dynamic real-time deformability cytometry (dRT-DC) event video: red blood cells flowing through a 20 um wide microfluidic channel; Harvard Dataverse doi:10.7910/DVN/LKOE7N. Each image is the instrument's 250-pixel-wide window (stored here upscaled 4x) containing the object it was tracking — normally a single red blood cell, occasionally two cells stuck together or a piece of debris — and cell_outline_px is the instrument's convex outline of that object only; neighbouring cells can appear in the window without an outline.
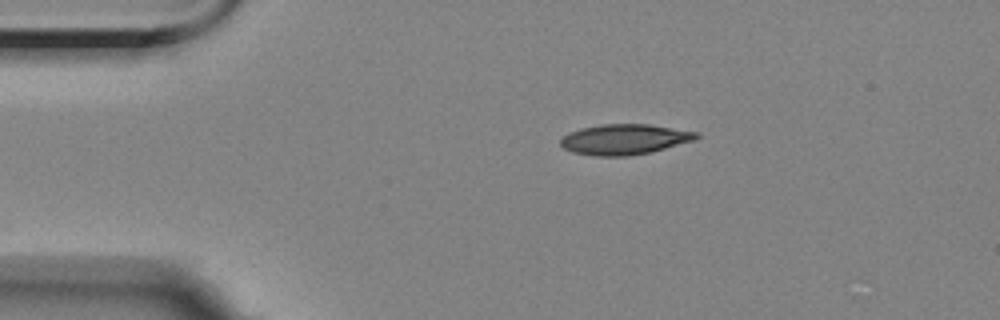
{"species": "Egyptian fruit bat (a non-hibernating species)", "species_latin": "Rousettus aegyptiacus", "temperature_condition": "room temperature", "stored_images_in_passage": 5, "camera_frame_rate_fps": 3000, "um_per_image_px": 0.085, "animal": {"sex": "female"}, "frame": {"image": 1, "passage_image": 3, "time_ms": 2.333, "image_size_px": [1000, 320], "cell_outline_px": [[700, 136], [696, 140], [652, 152], [628, 156], [596, 156], [572, 152], [564, 148], [560, 144], [560, 140], [568, 132], [580, 128], [600, 124], [648, 124], [696, 132]], "centroid_in_image_um": [53.07, 11.85], "position_along_channel_um": 31.9, "area_um2": 24.16}}
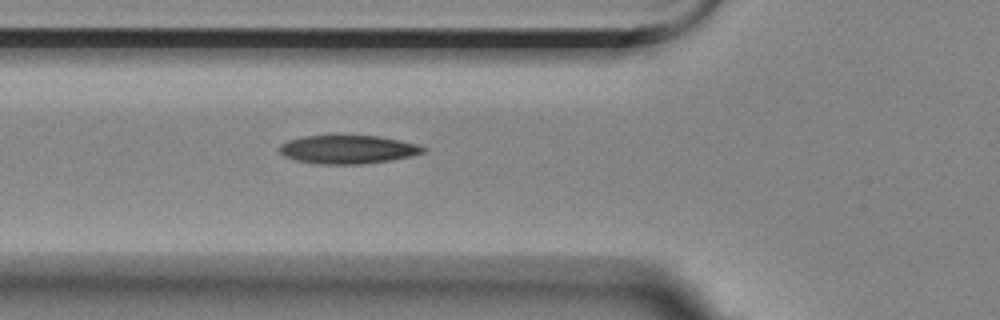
{"frame": {"image": 2, "passage_image": 5, "time_ms": 5.333, "image_size_px": [1000, 320], "cell_outline_px": [[428, 148], [424, 152], [392, 160], [364, 164], [320, 164], [296, 160], [284, 156], [280, 152], [280, 144], [288, 140], [304, 136], [380, 136], [400, 140], [416, 144]], "centroid_in_image_um": [29.57, 12.7], "position_along_channel_um": 96.2, "area_um2": 23.7}}